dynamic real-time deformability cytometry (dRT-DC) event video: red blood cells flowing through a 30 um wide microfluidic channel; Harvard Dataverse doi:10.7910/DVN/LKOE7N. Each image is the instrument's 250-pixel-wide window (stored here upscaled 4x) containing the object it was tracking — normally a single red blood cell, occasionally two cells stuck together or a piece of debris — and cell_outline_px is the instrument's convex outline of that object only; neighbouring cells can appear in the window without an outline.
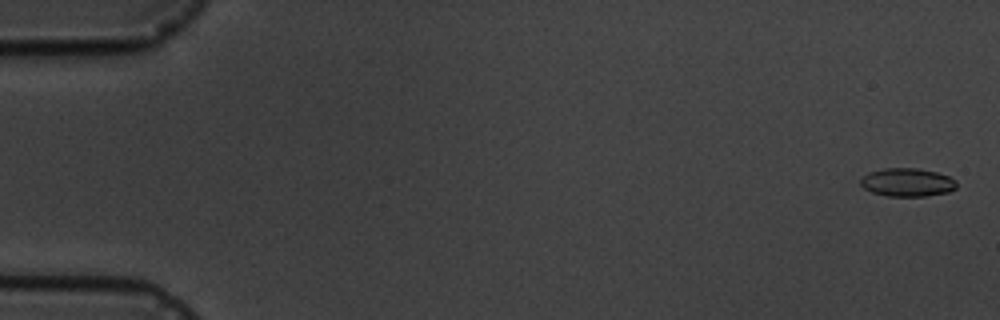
{"species": "common noctule bat (a hibernating species)", "species_latin": "Nyctalus noctula", "temperature_condition": "cold", "stored_images_in_passage": 6, "segment_of_instrument_passage": [2, 2], "camera_frame_rate_fps": 3000, "um_per_image_px": 0.085, "animal": {"sex": "male", "body_mass_g": 19.5, "forearm_length_mm": 54.6}, "frame": {"image": 1, "passage_image": 6, "time_ms": 6.667, "image_size_px": [1000, 320], "cell_outline_px": [[956, 188], [948, 192], [924, 196], [888, 196], [872, 192], [864, 188], [860, 184], [860, 176], [868, 172], [884, 168], [916, 168], [936, 172], [948, 176], [956, 180]], "centroid_in_image_um": [77.08, 15.49], "position_along_channel_um": 7.9, "area_um2": 15.9}}